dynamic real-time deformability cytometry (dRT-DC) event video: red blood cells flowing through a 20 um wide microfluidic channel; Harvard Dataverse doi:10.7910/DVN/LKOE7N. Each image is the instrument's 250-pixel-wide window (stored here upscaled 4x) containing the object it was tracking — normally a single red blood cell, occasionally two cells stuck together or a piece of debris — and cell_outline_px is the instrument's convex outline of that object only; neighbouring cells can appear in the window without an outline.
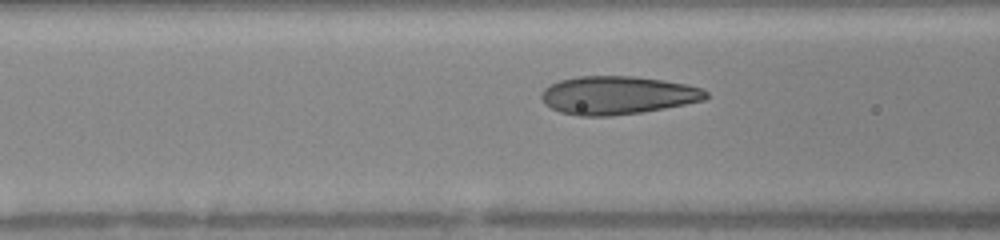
{"species": "human", "species_latin": "Homo sapiens", "temperature_condition": "warm", "stored_images_in_passage": 8, "camera_frame_rate_fps": 3000, "um_per_image_px": 0.085, "donor": {"sex": "female"}, "frame": {"image": 1, "passage_image": 6, "time_ms": 1.667, "image_size_px": [1000, 240], "cell_outline_px": [[708, 96], [704, 100], [664, 108], [640, 112], [612, 116], [576, 116], [560, 112], [544, 104], [540, 96], [544, 88], [560, 80], [580, 76], [632, 76], [664, 80], [684, 84], [700, 88], [708, 92]], "centroid_in_image_um": [52.45, 8.1], "position_along_channel_um": 114.1, "area_um2": 36.53}}